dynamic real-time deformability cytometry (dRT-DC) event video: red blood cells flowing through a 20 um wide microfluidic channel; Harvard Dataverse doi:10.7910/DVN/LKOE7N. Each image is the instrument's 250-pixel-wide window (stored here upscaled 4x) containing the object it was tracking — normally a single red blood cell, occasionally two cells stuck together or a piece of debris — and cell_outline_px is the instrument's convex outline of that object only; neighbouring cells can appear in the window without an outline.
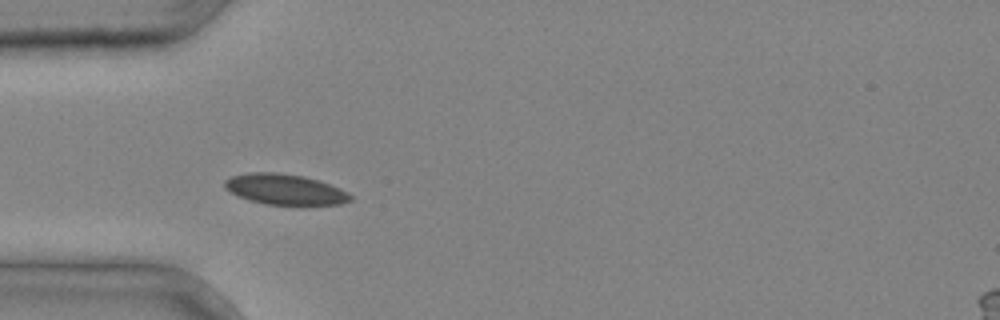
{"species": "common noctule bat (a hibernating species)", "species_latin": "Nyctalus noctula", "temperature_condition": "cold", "stored_images_in_passage": 3, "camera_frame_rate_fps": 3000, "um_per_image_px": 0.085, "animal": {"sex": "male", "body_mass_g": 20.4}, "frame": {"image": 1, "passage_image": 2, "time_ms": 0.333, "image_size_px": [1000, 320], "cell_outline_px": [[352, 200], [340, 204], [304, 208], [300, 208], [264, 204], [248, 200], [236, 196], [224, 188], [224, 180], [232, 176], [248, 172], [276, 172], [304, 176], [320, 180], [340, 188], [348, 192], [352, 196]], "centroid_in_image_um": [24.26, 16.15], "position_along_channel_um": 60.7, "area_um2": 23.7}}